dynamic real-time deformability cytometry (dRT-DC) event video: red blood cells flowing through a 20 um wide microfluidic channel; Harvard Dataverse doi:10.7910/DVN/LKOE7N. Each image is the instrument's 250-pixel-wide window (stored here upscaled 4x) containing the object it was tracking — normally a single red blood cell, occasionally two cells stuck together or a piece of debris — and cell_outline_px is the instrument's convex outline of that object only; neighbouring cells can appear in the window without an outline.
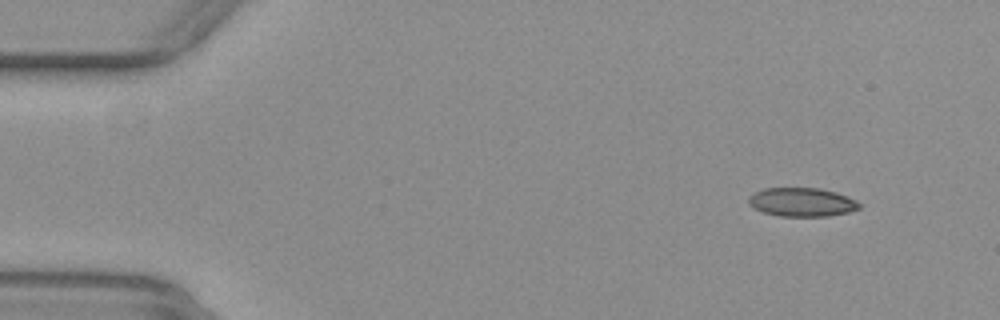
{"species": "common noctule bat (a hibernating species)", "species_latin": "Nyctalus noctula", "temperature_condition": "warm", "stored_images_in_passage": 49, "camera_frame_rate_fps": 3000, "um_per_image_px": 0.085, "animal": {"sex": "female", "body_mass_g": 29.2, "forearm_length_mm": 56.3}, "frame": {"image": 1, "passage_image": 2, "time_ms": 0.333, "image_size_px": [1000, 320], "cell_outline_px": [[860, 208], [848, 212], [828, 216], [780, 216], [764, 212], [748, 204], [748, 196], [752, 192], [764, 188], [820, 188], [836, 192], [848, 196], [856, 200], [860, 204]], "centroid_in_image_um": [68.15, 17.17], "position_along_channel_um": 16.9, "area_um2": 18.61}}
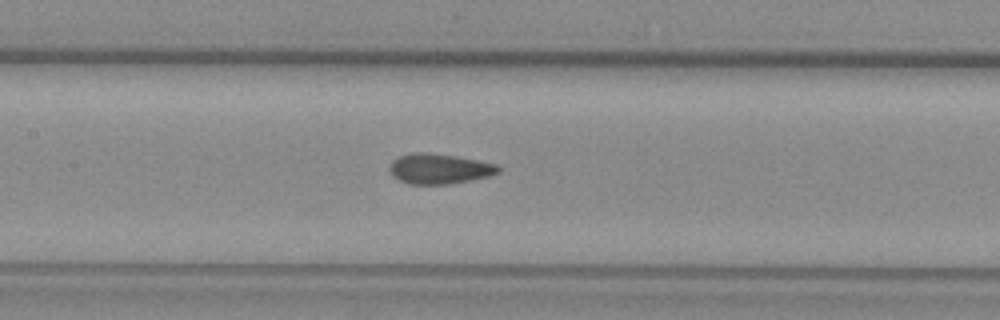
{"frame": {"image": 2, "passage_image": 22, "time_ms": 7.0, "image_size_px": [1000, 320], "cell_outline_px": [[500, 172], [488, 176], [452, 184], [408, 184], [392, 176], [388, 168], [392, 160], [400, 156], [412, 152], [424, 152], [456, 156], [496, 164], [500, 168]], "centroid_in_image_um": [37.3, 14.35], "position_along_channel_um": 170.1, "area_um2": 19.13}}
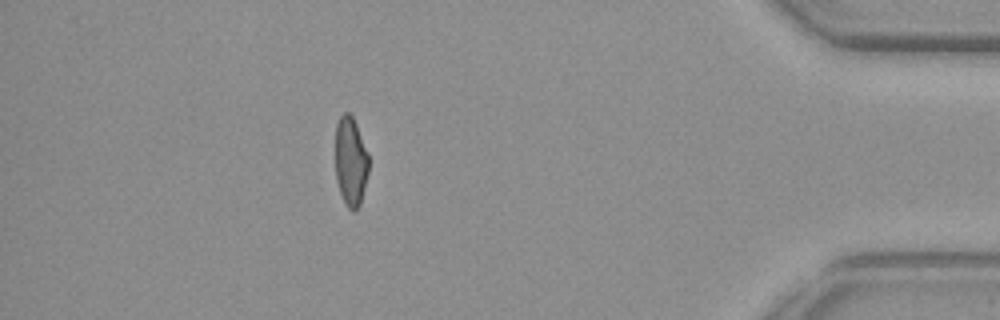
{"frame": {"image": 3, "passage_image": 44, "time_ms": 14.333, "image_size_px": [1000, 320], "cell_outline_px": [[368, 172], [360, 204], [356, 212], [352, 212], [344, 204], [336, 180], [336, 124], [340, 116], [344, 112], [348, 112], [352, 116], [356, 124], [368, 152]], "centroid_in_image_um": [29.8, 13.75], "position_along_channel_um": 405.4, "area_um2": 17.4}}